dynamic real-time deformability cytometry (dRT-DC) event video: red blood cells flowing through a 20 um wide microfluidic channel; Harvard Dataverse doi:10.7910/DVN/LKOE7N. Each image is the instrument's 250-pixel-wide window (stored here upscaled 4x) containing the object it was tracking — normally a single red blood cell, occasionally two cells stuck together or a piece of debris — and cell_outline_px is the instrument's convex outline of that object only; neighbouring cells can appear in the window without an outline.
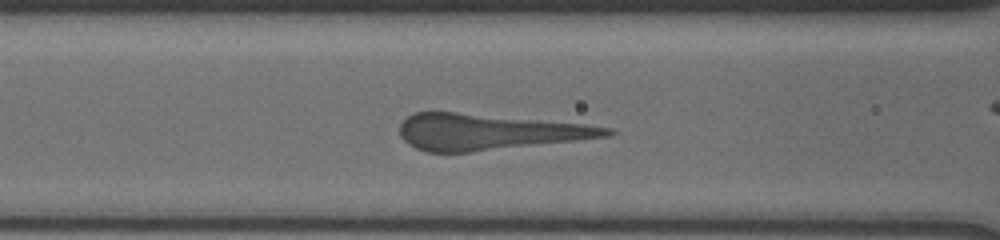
{"species": "human", "species_latin": "Homo sapiens", "temperature_condition": "cold", "stored_images_in_passage": 41, "camera_frame_rate_fps": 3000, "um_per_image_px": 0.085, "donor": {"sex": "male"}, "frame": {"image": 1, "passage_image": 22, "time_ms": 5.333, "image_size_px": [1000, 240], "cell_outline_px": [[616, 132], [612, 136], [468, 152], [428, 152], [416, 148], [408, 144], [400, 136], [400, 124], [408, 116], [416, 112], [456, 112], [584, 124], [612, 128]], "centroid_in_image_um": [41.52, 11.21], "position_along_channel_um": 125.1, "area_um2": 42.89}}
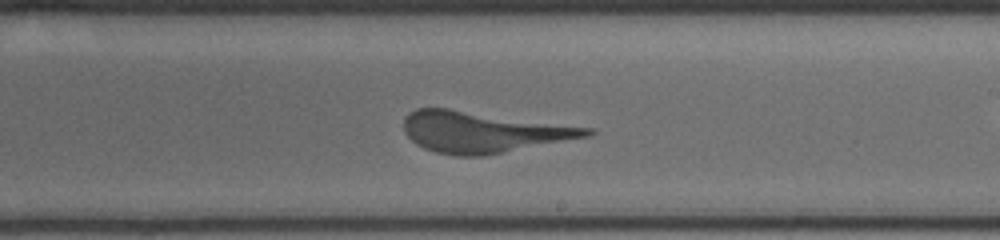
{"frame": {"image": 2, "passage_image": 30, "time_ms": 8.667, "image_size_px": [1000, 240], "cell_outline_px": [[596, 132], [588, 136], [484, 156], [456, 156], [436, 152], [424, 148], [416, 144], [404, 132], [404, 116], [408, 112], [416, 108], [448, 108], [592, 128]], "centroid_in_image_um": [41.0, 11.21], "position_along_channel_um": 248.0, "area_um2": 43.52}}
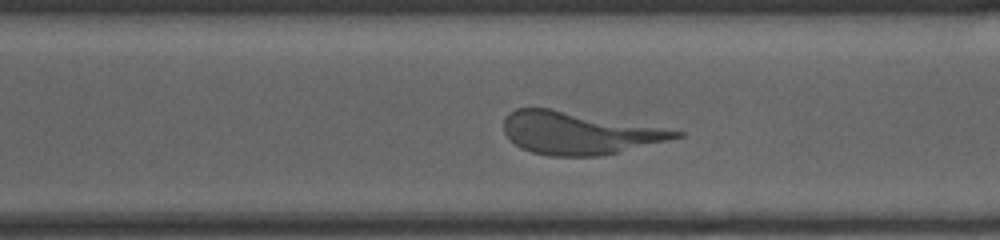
{"frame": {"image": 3, "passage_image": 37, "time_ms": 10.667, "image_size_px": [1000, 240], "cell_outline_px": [[684, 136], [616, 152], [596, 156], [552, 156], [532, 152], [520, 148], [504, 132], [504, 116], [508, 112], [516, 108], [548, 108], [684, 132]], "centroid_in_image_um": [49.11, 11.31], "position_along_channel_um": 321.5, "area_um2": 41.5}}